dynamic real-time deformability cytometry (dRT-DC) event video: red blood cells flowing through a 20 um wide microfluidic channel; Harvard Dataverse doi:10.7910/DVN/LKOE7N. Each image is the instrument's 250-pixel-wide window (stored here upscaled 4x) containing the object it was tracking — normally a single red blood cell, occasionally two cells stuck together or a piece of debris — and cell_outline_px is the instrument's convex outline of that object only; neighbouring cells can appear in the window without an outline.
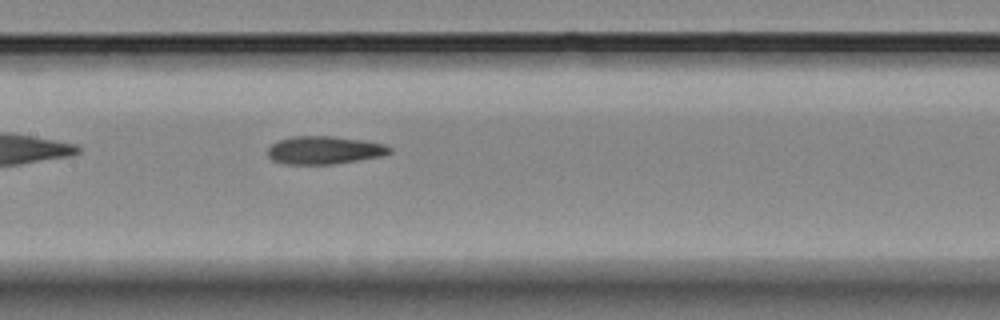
{"species": "Egyptian fruit bat (a non-hibernating species)", "species_latin": "Rousettus aegyptiacus", "temperature_condition": "room temperature", "stored_images_in_passage": 5, "camera_frame_rate_fps": 3000, "um_per_image_px": 0.085, "animal": {"sex": "female"}, "frame": {"image": 1, "passage_image": 5, "time_ms": 5.667, "image_size_px": [1000, 320], "cell_outline_px": [[392, 152], [384, 156], [336, 164], [284, 164], [272, 160], [268, 156], [268, 148], [276, 140], [292, 136], [332, 136], [364, 140], [384, 144], [392, 148]], "centroid_in_image_um": [27.58, 12.76], "position_along_channel_um": 179.8, "area_um2": 20.17}}